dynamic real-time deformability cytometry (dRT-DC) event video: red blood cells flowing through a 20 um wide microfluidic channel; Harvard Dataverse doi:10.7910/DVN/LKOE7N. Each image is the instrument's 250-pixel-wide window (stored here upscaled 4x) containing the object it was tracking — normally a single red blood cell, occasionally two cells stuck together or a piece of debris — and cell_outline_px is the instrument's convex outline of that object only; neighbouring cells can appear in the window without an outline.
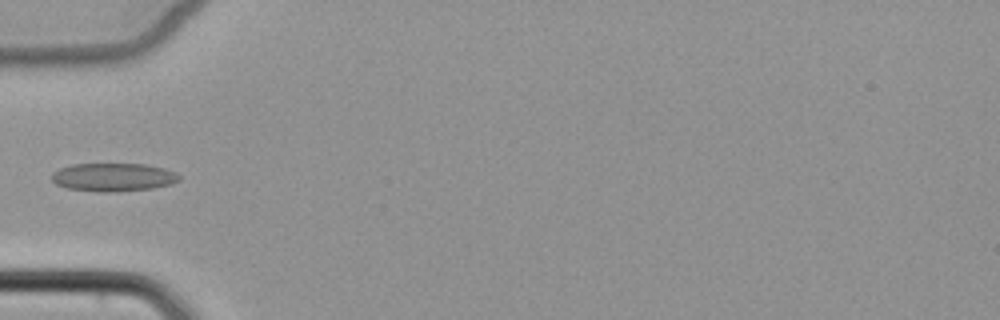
{"species": "common noctule bat (a hibernating species)", "species_latin": "Nyctalus noctula", "temperature_condition": "cold", "stored_images_in_passage": 5, "camera_frame_rate_fps": 3000, "um_per_image_px": 0.085, "animal": {"sex": "female", "body_mass_g": 22.7, "forearm_length_mm": 54.2}, "frame": {"image": 1, "passage_image": 5, "time_ms": 5.667, "image_size_px": [1000, 320], "cell_outline_px": [[180, 180], [172, 184], [152, 188], [116, 192], [100, 192], [68, 188], [56, 184], [52, 180], [52, 172], [60, 168], [72, 164], [144, 164], [164, 168], [176, 172], [180, 176]], "centroid_in_image_um": [9.65, 15.06], "position_along_channel_um": 75.4, "area_um2": 21.04}}